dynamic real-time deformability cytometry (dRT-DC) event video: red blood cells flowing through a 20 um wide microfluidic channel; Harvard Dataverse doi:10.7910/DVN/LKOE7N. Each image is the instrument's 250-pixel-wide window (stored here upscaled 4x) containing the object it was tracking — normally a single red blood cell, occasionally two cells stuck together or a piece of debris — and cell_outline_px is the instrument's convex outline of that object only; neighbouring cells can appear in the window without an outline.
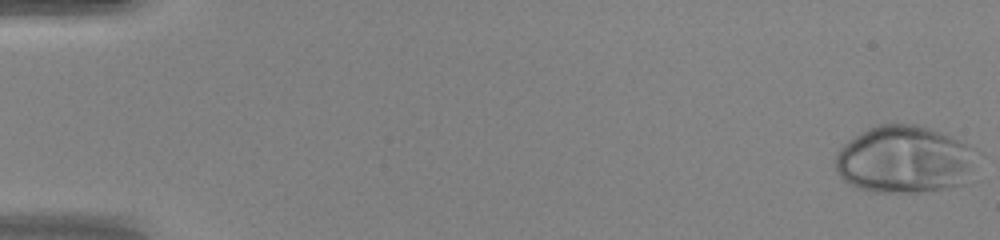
{"species": "human", "species_latin": "Homo sapiens", "temperature_condition": "warm", "stored_images_in_passage": 49, "camera_frame_rate_fps": 3000, "um_per_image_px": 0.085, "donor": {"sex": "female"}, "frame": {"image": 1, "passage_image": 1, "time_ms": 0.0, "image_size_px": [1000, 240], "cell_outline_px": [[984, 152], [960, 184], [944, 188], [916, 192], [872, 192], [856, 188], [844, 180], [840, 176], [836, 168], [836, 152], [848, 140], [860, 132], [868, 128], [880, 124], [916, 124], [928, 128], [968, 144]], "centroid_in_image_um": [76.88, 13.55], "position_along_channel_um": 8.1, "area_um2": 55.66}}
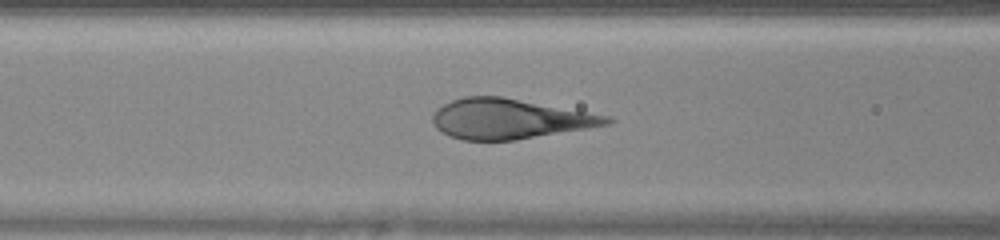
{"frame": {"image": 2, "passage_image": 21, "time_ms": 6.667, "image_size_px": [1000, 240], "cell_outline_px": [[616, 120], [608, 124], [588, 128], [516, 140], [464, 140], [448, 136], [440, 132], [432, 124], [432, 116], [436, 108], [452, 100], [464, 96], [500, 96], [608, 116]], "centroid_in_image_um": [43.24, 10.11], "position_along_channel_um": 123.4, "area_um2": 40.4}}
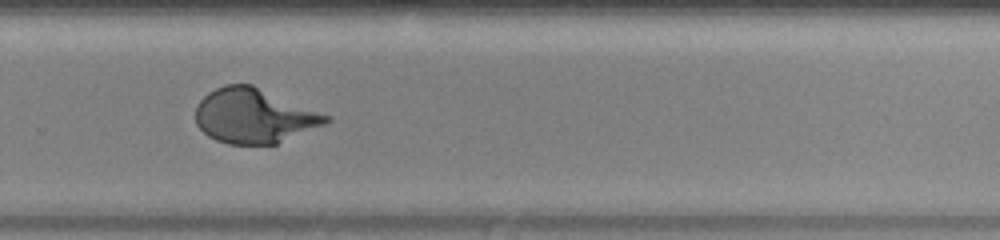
{"frame": {"image": 3, "passage_image": 34, "time_ms": 11.0, "image_size_px": [1000, 240], "cell_outline_px": [[332, 120], [324, 124], [276, 144], [228, 144], [216, 140], [208, 136], [196, 124], [196, 108], [200, 100], [208, 92], [224, 84], [252, 84], [332, 116]], "centroid_in_image_um": [21.6, 9.84], "position_along_channel_um": 308.2, "area_um2": 41.5}}